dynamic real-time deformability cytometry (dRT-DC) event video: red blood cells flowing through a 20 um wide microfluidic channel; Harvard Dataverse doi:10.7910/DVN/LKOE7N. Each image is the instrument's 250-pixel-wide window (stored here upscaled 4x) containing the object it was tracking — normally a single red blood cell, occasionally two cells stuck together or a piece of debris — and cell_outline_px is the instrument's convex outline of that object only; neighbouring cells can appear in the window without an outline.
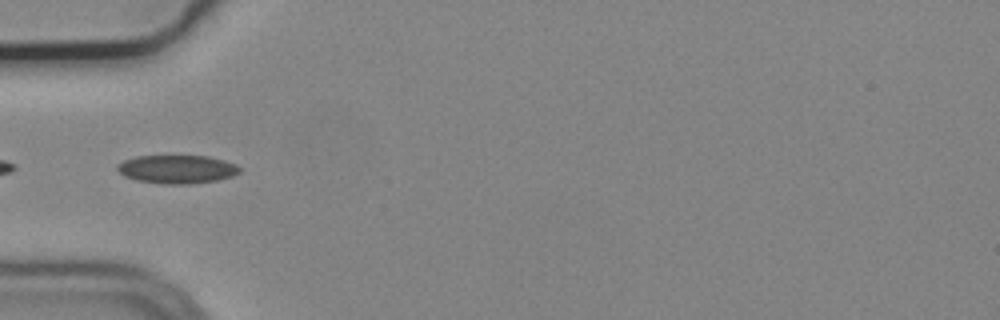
{"species": "common noctule bat (a hibernating species)", "species_latin": "Nyctalus noctula", "temperature_condition": "cold", "stored_images_in_passage": 5, "camera_frame_rate_fps": 3000, "um_per_image_px": 0.085, "animal": {"sex": "male", "body_mass_g": 19.2, "forearm_length_mm": 51.8}, "frame": {"image": 1, "passage_image": 4, "time_ms": 1.0, "image_size_px": [1000, 320], "cell_outline_px": [[240, 172], [232, 176], [216, 180], [188, 184], [164, 184], [136, 180], [124, 176], [116, 168], [116, 164], [124, 160], [136, 156], [208, 156], [224, 160], [236, 164], [240, 168]], "centroid_in_image_um": [15.03, 14.38], "position_along_channel_um": 70.0, "area_um2": 20.23}}
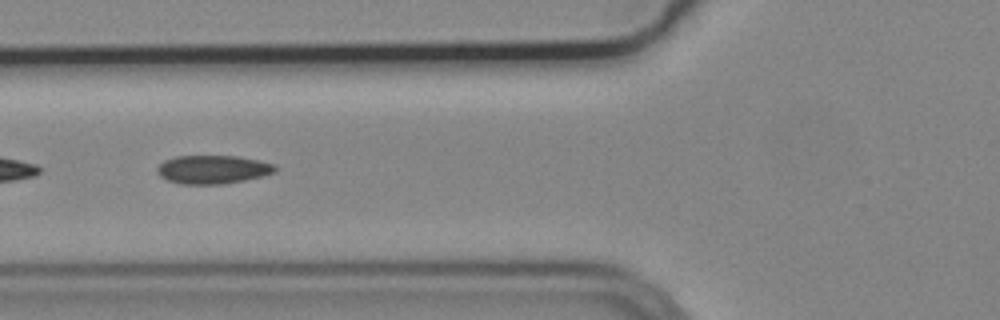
{"frame": {"image": 2, "passage_image": 5, "time_ms": 1.333, "image_size_px": [1000, 320], "cell_outline_px": [[276, 172], [244, 180], [224, 184], [180, 184], [168, 180], [160, 176], [156, 172], [156, 168], [164, 160], [176, 156], [236, 156], [256, 160], [272, 164], [276, 168]], "centroid_in_image_um": [18.03, 14.41], "position_along_channel_um": 107.8, "area_um2": 19.42}}